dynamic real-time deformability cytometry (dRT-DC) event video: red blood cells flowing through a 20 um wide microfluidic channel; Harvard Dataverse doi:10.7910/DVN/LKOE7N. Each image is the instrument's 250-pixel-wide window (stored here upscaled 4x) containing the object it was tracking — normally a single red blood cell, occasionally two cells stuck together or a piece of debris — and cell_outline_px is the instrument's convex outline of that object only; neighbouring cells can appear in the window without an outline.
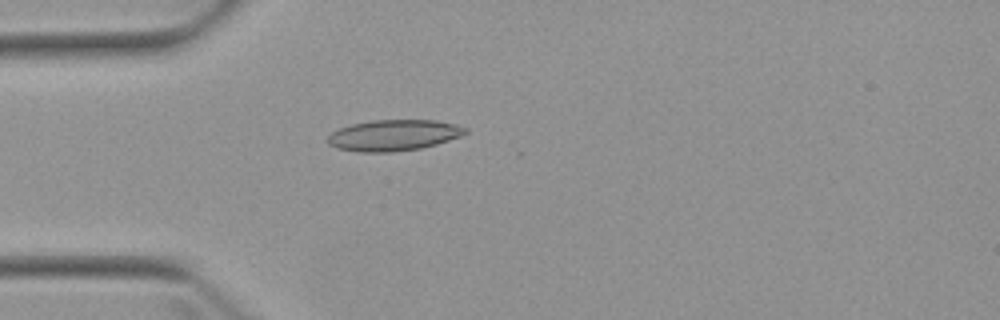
{"species": "Egyptian fruit bat (a non-hibernating species)", "species_latin": "Rousettus aegyptiacus", "temperature_condition": "warm", "stored_images_in_passage": 4, "camera_frame_rate_fps": 3000, "um_per_image_px": 0.085, "animal": {"sex": "female"}, "frame": {"image": 1, "passage_image": 4, "time_ms": 3.333, "image_size_px": [1000, 320], "cell_outline_px": [[468, 132], [460, 136], [436, 144], [420, 148], [392, 152], [360, 152], [336, 148], [328, 144], [328, 136], [332, 132], [340, 128], [352, 124], [372, 120], [436, 120], [468, 128]], "centroid_in_image_um": [33.44, 11.5], "position_along_channel_um": 51.6, "area_um2": 24.74}}